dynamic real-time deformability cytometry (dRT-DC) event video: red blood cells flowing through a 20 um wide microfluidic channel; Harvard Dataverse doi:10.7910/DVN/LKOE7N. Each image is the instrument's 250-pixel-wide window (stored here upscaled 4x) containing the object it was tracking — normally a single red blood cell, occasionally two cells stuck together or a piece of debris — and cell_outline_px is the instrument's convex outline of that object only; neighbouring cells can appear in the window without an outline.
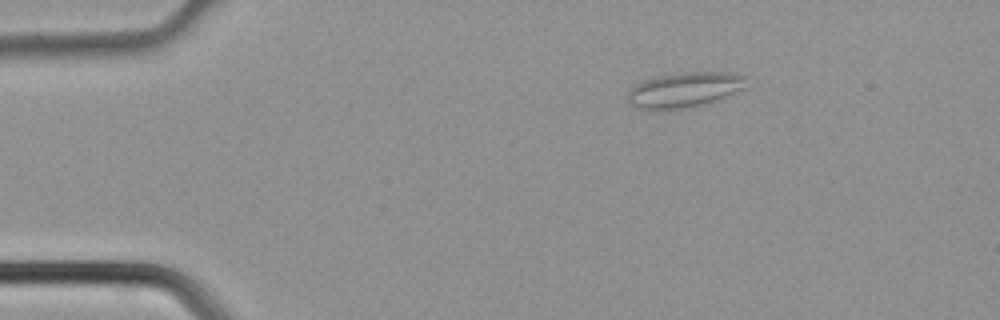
{"species": "common noctule bat (a hibernating species)", "species_latin": "Nyctalus noctula", "temperature_condition": "cold", "stored_images_in_passage": 37, "camera_frame_rate_fps": 3000, "um_per_image_px": 0.085, "animal": {"sex": "male", "body_mass_g": 21.5, "forearm_length_mm": 52.0}, "frame": {"image": 1, "passage_image": 1, "time_ms": 0.0, "image_size_px": [1000, 320], "cell_outline_px": [[748, 88], [716, 100], [700, 104], [680, 108], [640, 108], [628, 104], [628, 92], [636, 84], [644, 80], [656, 76], [684, 72], [732, 72], [748, 76]], "centroid_in_image_um": [58.27, 7.59], "position_along_channel_um": 26.7, "area_um2": 24.16}}
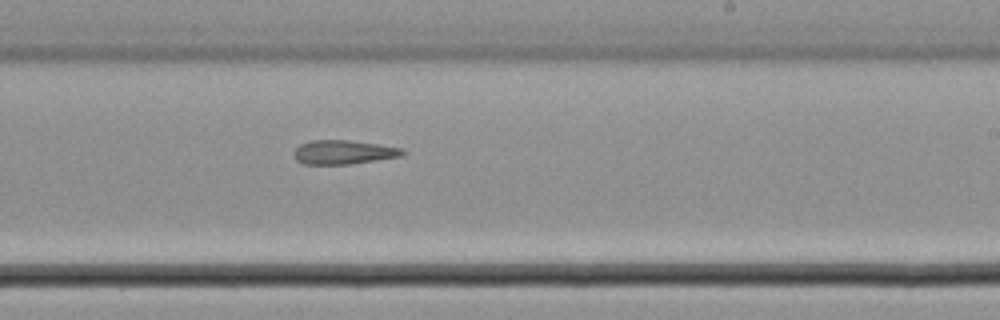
{"frame": {"image": 2, "passage_image": 20, "time_ms": 6.333, "image_size_px": [1000, 320], "cell_outline_px": [[408, 152], [404, 156], [348, 164], [304, 164], [296, 160], [292, 152], [300, 144], [312, 140], [348, 140], [380, 144], [404, 148]], "centroid_in_image_um": [29.25, 12.93], "position_along_channel_um": 259.8, "area_um2": 15.43}}
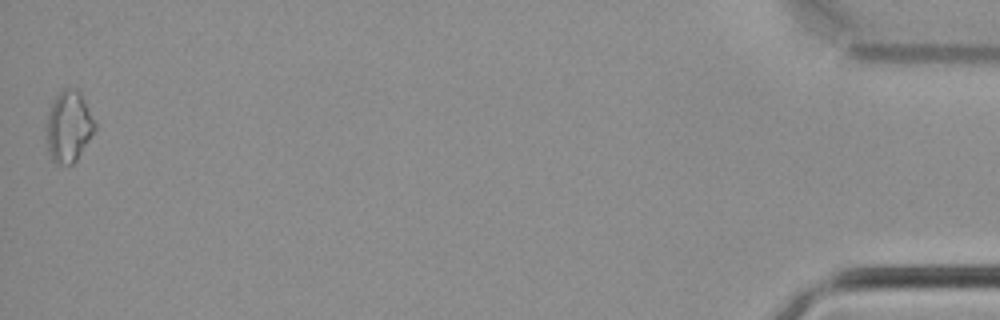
{"frame": {"image": 3, "passage_image": 37, "time_ms": 12.0, "image_size_px": [1000, 320], "cell_outline_px": [[96, 128], [76, 160], [72, 164], [56, 164], [52, 160], [48, 148], [48, 112], [52, 100], [64, 88], [76, 88], [80, 92], [96, 124]], "centroid_in_image_um": [5.85, 10.74], "position_along_channel_um": 429.4, "area_um2": 19.65}}